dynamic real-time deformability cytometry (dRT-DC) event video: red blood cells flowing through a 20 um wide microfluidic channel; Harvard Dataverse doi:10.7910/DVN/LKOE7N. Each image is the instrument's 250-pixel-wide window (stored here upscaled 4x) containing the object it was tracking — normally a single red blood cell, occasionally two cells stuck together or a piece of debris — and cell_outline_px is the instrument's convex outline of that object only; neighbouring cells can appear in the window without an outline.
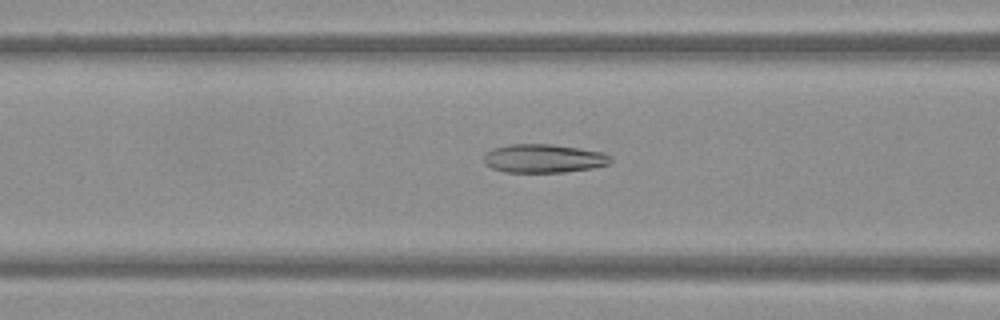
{"species": "Egyptian fruit bat (a non-hibernating species)", "species_latin": "Rousettus aegyptiacus", "temperature_condition": "warm", "stored_images_in_passage": 50, "camera_frame_rate_fps": 3000, "um_per_image_px": 0.085, "frame": {"image": 1, "passage_image": 20, "time_ms": 6.333, "image_size_px": [1000, 320], "cell_outline_px": [[612, 160], [608, 164], [592, 168], [564, 172], [504, 172], [492, 168], [484, 164], [484, 152], [492, 148], [508, 144], [552, 144], [580, 148], [604, 152], [612, 156]], "centroid_in_image_um": [46.19, 13.46], "position_along_channel_um": 120.4, "area_um2": 21.39}}
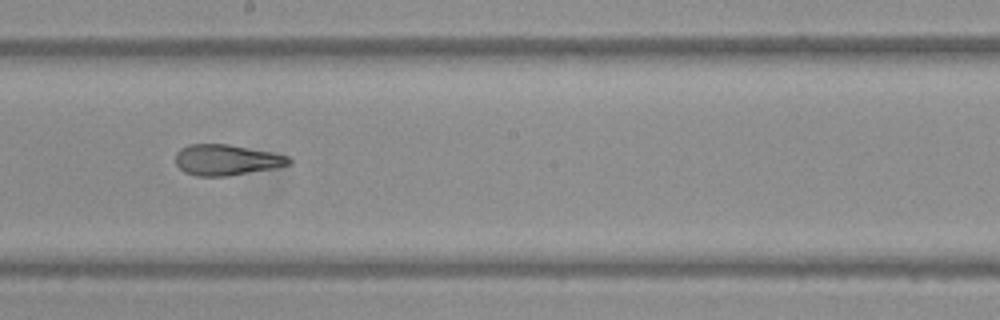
{"frame": {"image": 2, "passage_image": 28, "time_ms": 9.0, "image_size_px": [1000, 320], "cell_outline_px": [[292, 164], [272, 168], [228, 176], [196, 176], [184, 172], [176, 164], [176, 152], [180, 148], [188, 144], [228, 144], [272, 152], [288, 156], [292, 160]], "centroid_in_image_um": [19.23, 13.59], "position_along_channel_um": 229.0, "area_um2": 20.35}}
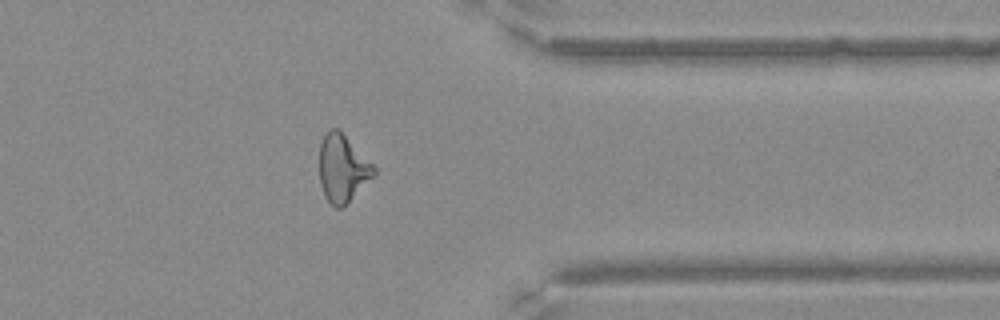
{"frame": {"image": 3, "passage_image": 40, "time_ms": 13.0, "image_size_px": [1000, 320], "cell_outline_px": [[376, 172], [340, 208], [336, 208], [324, 196], [320, 184], [320, 144], [328, 128], [336, 128], [376, 168]], "centroid_in_image_um": [29.06, 14.3], "position_along_channel_um": 382.3, "area_um2": 20.4}}